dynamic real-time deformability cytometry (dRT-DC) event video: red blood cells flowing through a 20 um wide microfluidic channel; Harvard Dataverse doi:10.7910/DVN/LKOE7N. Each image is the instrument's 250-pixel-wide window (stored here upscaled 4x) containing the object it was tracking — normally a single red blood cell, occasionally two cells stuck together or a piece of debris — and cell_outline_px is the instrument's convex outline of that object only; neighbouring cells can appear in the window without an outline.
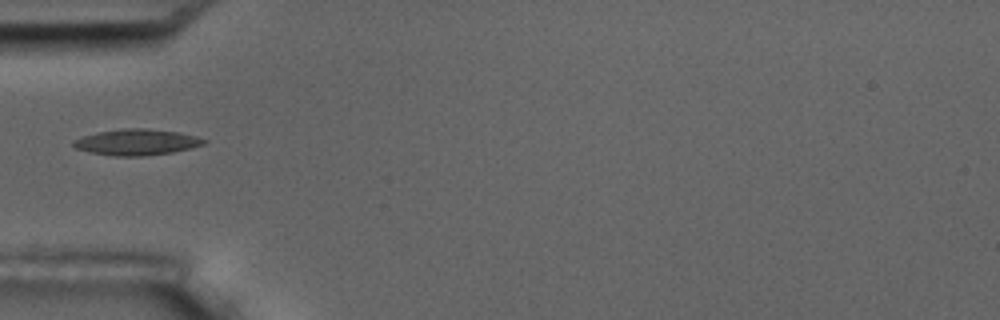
{"species": "common noctule bat (a hibernating species)", "species_latin": "Nyctalus noctula", "temperature_condition": "room temperature", "stored_images_in_passage": 8, "camera_frame_rate_fps": 3000, "um_per_image_px": 0.085, "animal": {"sex": "male", "body_mass_g": 17.5, "forearm_length_mm": 52.3}, "frame": {"image": 1, "passage_image": 1, "time_ms": 0.0, "image_size_px": [1000, 320], "cell_outline_px": [[208, 140], [204, 144], [192, 148], [172, 152], [144, 156], [112, 156], [88, 152], [76, 148], [72, 144], [72, 140], [80, 136], [96, 132], [120, 128], [148, 128], [180, 132], [196, 136]], "centroid_in_image_um": [11.59, 12.07], "position_along_channel_um": 73.4, "area_um2": 20.17}}